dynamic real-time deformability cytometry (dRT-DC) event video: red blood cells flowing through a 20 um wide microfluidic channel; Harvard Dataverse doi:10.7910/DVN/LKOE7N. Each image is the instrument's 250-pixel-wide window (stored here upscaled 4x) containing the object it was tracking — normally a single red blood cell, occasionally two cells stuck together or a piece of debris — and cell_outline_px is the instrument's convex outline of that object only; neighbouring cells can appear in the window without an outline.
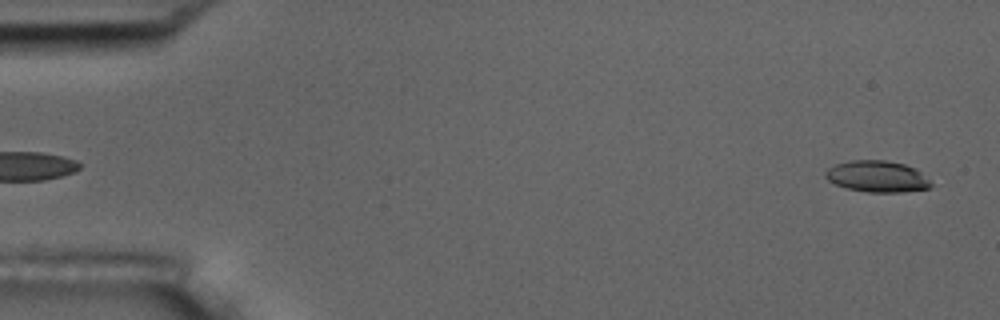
{"species": "common noctule bat (a hibernating species)", "species_latin": "Nyctalus noctula", "temperature_condition": "room temperature", "stored_images_in_passage": 55, "camera_frame_rate_fps": 3000, "um_per_image_px": 0.085, "animal": {"sex": "male", "body_mass_g": 17.5, "forearm_length_mm": 52.3}, "frame": {"image": 1, "passage_image": 2, "time_ms": 0.333, "image_size_px": [1000, 320], "cell_outline_px": [[932, 188], [904, 192], [868, 192], [848, 188], [836, 184], [828, 180], [824, 176], [824, 172], [828, 168], [836, 164], [852, 160], [884, 160], [904, 164], [916, 168], [932, 184]], "centroid_in_image_um": [74.56, 15.0], "position_along_channel_um": 10.4, "area_um2": 19.25}}
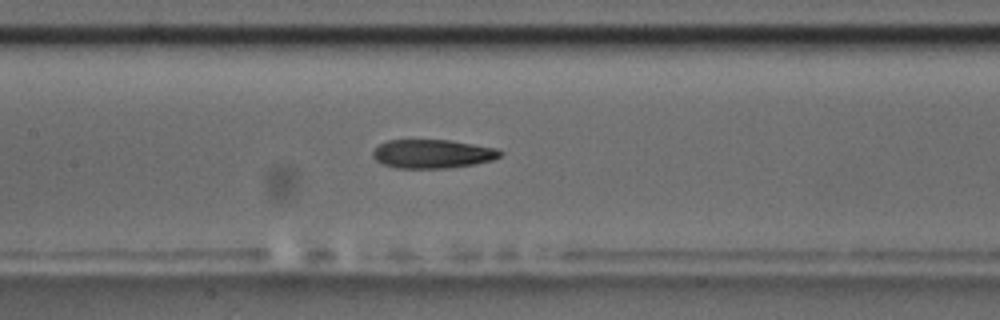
{"frame": {"image": 2, "passage_image": 26, "time_ms": 8.333, "image_size_px": [1000, 320], "cell_outline_px": [[504, 152], [500, 156], [492, 160], [476, 164], [448, 168], [396, 168], [384, 164], [376, 160], [372, 156], [372, 152], [380, 144], [388, 140], [448, 140], [496, 148]], "centroid_in_image_um": [36.77, 13.08], "position_along_channel_um": 170.6, "area_um2": 21.27}}
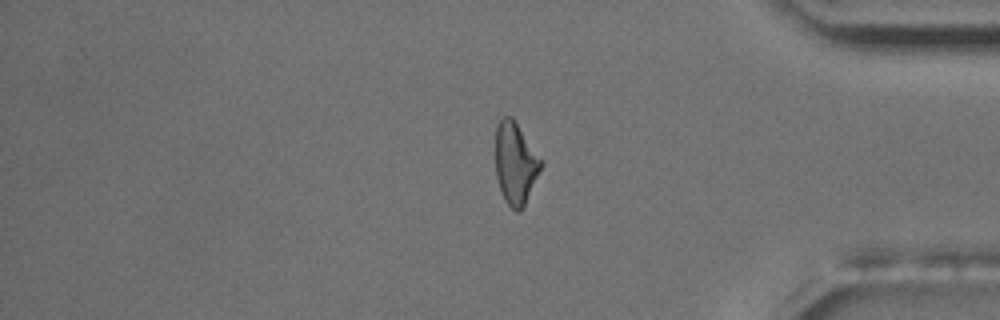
{"frame": {"image": 3, "passage_image": 46, "time_ms": 15.0, "image_size_px": [1000, 320], "cell_outline_px": [[544, 164], [524, 208], [520, 212], [516, 212], [504, 200], [496, 176], [496, 128], [500, 120], [504, 116], [512, 116], [544, 160]], "centroid_in_image_um": [43.86, 13.9], "position_along_channel_um": 391.3, "area_um2": 22.2}, "authors_computed_cell_mechanics": {"area_um2": 21.7906, "velocity_mm_per_s": 3.6488, "shape_relaxation_time_tau1_ms": 7.8617, "shape_relaxation_time_tau2_ms": 1.9574, "deformation_change_tau1": 0.2374, "deformation_change_tau2": 0.1065}}